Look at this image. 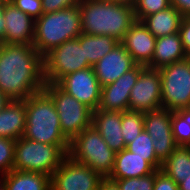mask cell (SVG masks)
Listing matches in <instances>:
<instances>
[{"instance_id":"1","label":"cell","mask_w":190,"mask_h":190,"mask_svg":"<svg viewBox=\"0 0 190 190\" xmlns=\"http://www.w3.org/2000/svg\"><path fill=\"white\" fill-rule=\"evenodd\" d=\"M45 83L44 57L33 45L0 46V91L10 100H26Z\"/></svg>"},{"instance_id":"2","label":"cell","mask_w":190,"mask_h":190,"mask_svg":"<svg viewBox=\"0 0 190 190\" xmlns=\"http://www.w3.org/2000/svg\"><path fill=\"white\" fill-rule=\"evenodd\" d=\"M83 34L107 35L119 42L136 18L133 5L114 0H82L78 5Z\"/></svg>"},{"instance_id":"3","label":"cell","mask_w":190,"mask_h":190,"mask_svg":"<svg viewBox=\"0 0 190 190\" xmlns=\"http://www.w3.org/2000/svg\"><path fill=\"white\" fill-rule=\"evenodd\" d=\"M26 126L22 137L51 145H70L62 133L55 104L44 90L33 93L25 100Z\"/></svg>"},{"instance_id":"4","label":"cell","mask_w":190,"mask_h":190,"mask_svg":"<svg viewBox=\"0 0 190 190\" xmlns=\"http://www.w3.org/2000/svg\"><path fill=\"white\" fill-rule=\"evenodd\" d=\"M81 34V16L78 6L43 13L35 20L33 46L45 57L54 48L65 41L78 38Z\"/></svg>"},{"instance_id":"5","label":"cell","mask_w":190,"mask_h":190,"mask_svg":"<svg viewBox=\"0 0 190 190\" xmlns=\"http://www.w3.org/2000/svg\"><path fill=\"white\" fill-rule=\"evenodd\" d=\"M70 145H51L24 137L16 140L13 169L52 176L68 156Z\"/></svg>"},{"instance_id":"6","label":"cell","mask_w":190,"mask_h":190,"mask_svg":"<svg viewBox=\"0 0 190 190\" xmlns=\"http://www.w3.org/2000/svg\"><path fill=\"white\" fill-rule=\"evenodd\" d=\"M115 154L106 144L94 126L87 127L70 141L68 155L89 166L103 178H108L113 170Z\"/></svg>"},{"instance_id":"7","label":"cell","mask_w":190,"mask_h":190,"mask_svg":"<svg viewBox=\"0 0 190 190\" xmlns=\"http://www.w3.org/2000/svg\"><path fill=\"white\" fill-rule=\"evenodd\" d=\"M43 89L53 100L60 119L62 133L70 141L92 125L93 111L63 91L56 83H45Z\"/></svg>"},{"instance_id":"8","label":"cell","mask_w":190,"mask_h":190,"mask_svg":"<svg viewBox=\"0 0 190 190\" xmlns=\"http://www.w3.org/2000/svg\"><path fill=\"white\" fill-rule=\"evenodd\" d=\"M161 75L162 108L170 111L190 106V58L166 65Z\"/></svg>"},{"instance_id":"9","label":"cell","mask_w":190,"mask_h":190,"mask_svg":"<svg viewBox=\"0 0 190 190\" xmlns=\"http://www.w3.org/2000/svg\"><path fill=\"white\" fill-rule=\"evenodd\" d=\"M92 67L84 58L80 36L65 41L44 57V78L46 83H57L62 77Z\"/></svg>"},{"instance_id":"10","label":"cell","mask_w":190,"mask_h":190,"mask_svg":"<svg viewBox=\"0 0 190 190\" xmlns=\"http://www.w3.org/2000/svg\"><path fill=\"white\" fill-rule=\"evenodd\" d=\"M104 178L69 155L51 176V190H98Z\"/></svg>"},{"instance_id":"11","label":"cell","mask_w":190,"mask_h":190,"mask_svg":"<svg viewBox=\"0 0 190 190\" xmlns=\"http://www.w3.org/2000/svg\"><path fill=\"white\" fill-rule=\"evenodd\" d=\"M161 108V75L159 70L140 65V75L131 89L129 97V110L145 112Z\"/></svg>"},{"instance_id":"12","label":"cell","mask_w":190,"mask_h":190,"mask_svg":"<svg viewBox=\"0 0 190 190\" xmlns=\"http://www.w3.org/2000/svg\"><path fill=\"white\" fill-rule=\"evenodd\" d=\"M56 84L92 111L97 110L102 86L95 75L93 67L67 74Z\"/></svg>"},{"instance_id":"13","label":"cell","mask_w":190,"mask_h":190,"mask_svg":"<svg viewBox=\"0 0 190 190\" xmlns=\"http://www.w3.org/2000/svg\"><path fill=\"white\" fill-rule=\"evenodd\" d=\"M143 114L144 129L152 139L156 156L163 162L177 147L171 127L172 111L161 108Z\"/></svg>"},{"instance_id":"14","label":"cell","mask_w":190,"mask_h":190,"mask_svg":"<svg viewBox=\"0 0 190 190\" xmlns=\"http://www.w3.org/2000/svg\"><path fill=\"white\" fill-rule=\"evenodd\" d=\"M140 75V65L124 73L113 83L103 86L97 109L108 111H128L131 89Z\"/></svg>"},{"instance_id":"15","label":"cell","mask_w":190,"mask_h":190,"mask_svg":"<svg viewBox=\"0 0 190 190\" xmlns=\"http://www.w3.org/2000/svg\"><path fill=\"white\" fill-rule=\"evenodd\" d=\"M4 43L33 45L35 20L16 8L9 0H5Z\"/></svg>"},{"instance_id":"16","label":"cell","mask_w":190,"mask_h":190,"mask_svg":"<svg viewBox=\"0 0 190 190\" xmlns=\"http://www.w3.org/2000/svg\"><path fill=\"white\" fill-rule=\"evenodd\" d=\"M136 65L124 46L118 43L111 52H108L92 67L100 85L103 87L113 83Z\"/></svg>"},{"instance_id":"17","label":"cell","mask_w":190,"mask_h":190,"mask_svg":"<svg viewBox=\"0 0 190 190\" xmlns=\"http://www.w3.org/2000/svg\"><path fill=\"white\" fill-rule=\"evenodd\" d=\"M120 43L137 65L148 66L151 63L156 37L141 21H135Z\"/></svg>"},{"instance_id":"18","label":"cell","mask_w":190,"mask_h":190,"mask_svg":"<svg viewBox=\"0 0 190 190\" xmlns=\"http://www.w3.org/2000/svg\"><path fill=\"white\" fill-rule=\"evenodd\" d=\"M122 112L97 109L92 114V126L114 152L126 148L121 130Z\"/></svg>"},{"instance_id":"19","label":"cell","mask_w":190,"mask_h":190,"mask_svg":"<svg viewBox=\"0 0 190 190\" xmlns=\"http://www.w3.org/2000/svg\"><path fill=\"white\" fill-rule=\"evenodd\" d=\"M154 171L147 157H139L125 148L115 154L113 170L108 179L138 178Z\"/></svg>"},{"instance_id":"20","label":"cell","mask_w":190,"mask_h":190,"mask_svg":"<svg viewBox=\"0 0 190 190\" xmlns=\"http://www.w3.org/2000/svg\"><path fill=\"white\" fill-rule=\"evenodd\" d=\"M186 58L188 57L184 51L180 33L177 32L156 38L153 59L147 67L160 69Z\"/></svg>"},{"instance_id":"21","label":"cell","mask_w":190,"mask_h":190,"mask_svg":"<svg viewBox=\"0 0 190 190\" xmlns=\"http://www.w3.org/2000/svg\"><path fill=\"white\" fill-rule=\"evenodd\" d=\"M26 126L25 100H11L0 112V137L18 140Z\"/></svg>"},{"instance_id":"22","label":"cell","mask_w":190,"mask_h":190,"mask_svg":"<svg viewBox=\"0 0 190 190\" xmlns=\"http://www.w3.org/2000/svg\"><path fill=\"white\" fill-rule=\"evenodd\" d=\"M183 17L175 7L170 6L167 9L146 16L141 22L158 38L179 32Z\"/></svg>"},{"instance_id":"23","label":"cell","mask_w":190,"mask_h":190,"mask_svg":"<svg viewBox=\"0 0 190 190\" xmlns=\"http://www.w3.org/2000/svg\"><path fill=\"white\" fill-rule=\"evenodd\" d=\"M4 190H51V177L12 169L3 175Z\"/></svg>"},{"instance_id":"24","label":"cell","mask_w":190,"mask_h":190,"mask_svg":"<svg viewBox=\"0 0 190 190\" xmlns=\"http://www.w3.org/2000/svg\"><path fill=\"white\" fill-rule=\"evenodd\" d=\"M179 185L185 178L190 177V150L187 146H177L166 158L160 169Z\"/></svg>"},{"instance_id":"25","label":"cell","mask_w":190,"mask_h":190,"mask_svg":"<svg viewBox=\"0 0 190 190\" xmlns=\"http://www.w3.org/2000/svg\"><path fill=\"white\" fill-rule=\"evenodd\" d=\"M120 43L118 40L107 35H80V46L83 47L84 58L93 66L108 52Z\"/></svg>"},{"instance_id":"26","label":"cell","mask_w":190,"mask_h":190,"mask_svg":"<svg viewBox=\"0 0 190 190\" xmlns=\"http://www.w3.org/2000/svg\"><path fill=\"white\" fill-rule=\"evenodd\" d=\"M126 149L135 153L139 157H147V162L155 170L161 169L162 161L156 156L152 139L145 129L142 130L134 141L126 146Z\"/></svg>"},{"instance_id":"27","label":"cell","mask_w":190,"mask_h":190,"mask_svg":"<svg viewBox=\"0 0 190 190\" xmlns=\"http://www.w3.org/2000/svg\"><path fill=\"white\" fill-rule=\"evenodd\" d=\"M171 127L177 146H187L190 143V109L172 111Z\"/></svg>"},{"instance_id":"28","label":"cell","mask_w":190,"mask_h":190,"mask_svg":"<svg viewBox=\"0 0 190 190\" xmlns=\"http://www.w3.org/2000/svg\"><path fill=\"white\" fill-rule=\"evenodd\" d=\"M144 129V114L142 111H123L121 120L122 136L127 146Z\"/></svg>"},{"instance_id":"29","label":"cell","mask_w":190,"mask_h":190,"mask_svg":"<svg viewBox=\"0 0 190 190\" xmlns=\"http://www.w3.org/2000/svg\"><path fill=\"white\" fill-rule=\"evenodd\" d=\"M171 6L170 0H134L133 11L137 21L146 16L167 9Z\"/></svg>"},{"instance_id":"30","label":"cell","mask_w":190,"mask_h":190,"mask_svg":"<svg viewBox=\"0 0 190 190\" xmlns=\"http://www.w3.org/2000/svg\"><path fill=\"white\" fill-rule=\"evenodd\" d=\"M110 180L115 181L120 187V190H153L155 171L143 177Z\"/></svg>"},{"instance_id":"31","label":"cell","mask_w":190,"mask_h":190,"mask_svg":"<svg viewBox=\"0 0 190 190\" xmlns=\"http://www.w3.org/2000/svg\"><path fill=\"white\" fill-rule=\"evenodd\" d=\"M16 140L0 137V176L13 169Z\"/></svg>"},{"instance_id":"32","label":"cell","mask_w":190,"mask_h":190,"mask_svg":"<svg viewBox=\"0 0 190 190\" xmlns=\"http://www.w3.org/2000/svg\"><path fill=\"white\" fill-rule=\"evenodd\" d=\"M13 5L23 13L37 20L42 14L41 0H9Z\"/></svg>"},{"instance_id":"33","label":"cell","mask_w":190,"mask_h":190,"mask_svg":"<svg viewBox=\"0 0 190 190\" xmlns=\"http://www.w3.org/2000/svg\"><path fill=\"white\" fill-rule=\"evenodd\" d=\"M82 0H41L43 13H52L68 7H75Z\"/></svg>"},{"instance_id":"34","label":"cell","mask_w":190,"mask_h":190,"mask_svg":"<svg viewBox=\"0 0 190 190\" xmlns=\"http://www.w3.org/2000/svg\"><path fill=\"white\" fill-rule=\"evenodd\" d=\"M153 190H179V186L161 170H155Z\"/></svg>"},{"instance_id":"35","label":"cell","mask_w":190,"mask_h":190,"mask_svg":"<svg viewBox=\"0 0 190 190\" xmlns=\"http://www.w3.org/2000/svg\"><path fill=\"white\" fill-rule=\"evenodd\" d=\"M179 33L183 44L184 51L188 58H190V17H183Z\"/></svg>"},{"instance_id":"36","label":"cell","mask_w":190,"mask_h":190,"mask_svg":"<svg viewBox=\"0 0 190 190\" xmlns=\"http://www.w3.org/2000/svg\"><path fill=\"white\" fill-rule=\"evenodd\" d=\"M170 4L184 17H190V0H170Z\"/></svg>"},{"instance_id":"37","label":"cell","mask_w":190,"mask_h":190,"mask_svg":"<svg viewBox=\"0 0 190 190\" xmlns=\"http://www.w3.org/2000/svg\"><path fill=\"white\" fill-rule=\"evenodd\" d=\"M98 190H120V187L115 181H112L108 178H104L101 181Z\"/></svg>"},{"instance_id":"38","label":"cell","mask_w":190,"mask_h":190,"mask_svg":"<svg viewBox=\"0 0 190 190\" xmlns=\"http://www.w3.org/2000/svg\"><path fill=\"white\" fill-rule=\"evenodd\" d=\"M5 0H0V37L4 43V33H5V19L3 16L4 13Z\"/></svg>"},{"instance_id":"39","label":"cell","mask_w":190,"mask_h":190,"mask_svg":"<svg viewBox=\"0 0 190 190\" xmlns=\"http://www.w3.org/2000/svg\"><path fill=\"white\" fill-rule=\"evenodd\" d=\"M10 99L0 91V112L10 103Z\"/></svg>"},{"instance_id":"40","label":"cell","mask_w":190,"mask_h":190,"mask_svg":"<svg viewBox=\"0 0 190 190\" xmlns=\"http://www.w3.org/2000/svg\"><path fill=\"white\" fill-rule=\"evenodd\" d=\"M178 186L179 190H190V177L185 178Z\"/></svg>"},{"instance_id":"41","label":"cell","mask_w":190,"mask_h":190,"mask_svg":"<svg viewBox=\"0 0 190 190\" xmlns=\"http://www.w3.org/2000/svg\"><path fill=\"white\" fill-rule=\"evenodd\" d=\"M114 1L128 3L130 5H133V3H134V0H114Z\"/></svg>"},{"instance_id":"42","label":"cell","mask_w":190,"mask_h":190,"mask_svg":"<svg viewBox=\"0 0 190 190\" xmlns=\"http://www.w3.org/2000/svg\"><path fill=\"white\" fill-rule=\"evenodd\" d=\"M0 190H4L3 176H0Z\"/></svg>"},{"instance_id":"43","label":"cell","mask_w":190,"mask_h":190,"mask_svg":"<svg viewBox=\"0 0 190 190\" xmlns=\"http://www.w3.org/2000/svg\"><path fill=\"white\" fill-rule=\"evenodd\" d=\"M3 44L2 38L0 37V46Z\"/></svg>"}]
</instances>
